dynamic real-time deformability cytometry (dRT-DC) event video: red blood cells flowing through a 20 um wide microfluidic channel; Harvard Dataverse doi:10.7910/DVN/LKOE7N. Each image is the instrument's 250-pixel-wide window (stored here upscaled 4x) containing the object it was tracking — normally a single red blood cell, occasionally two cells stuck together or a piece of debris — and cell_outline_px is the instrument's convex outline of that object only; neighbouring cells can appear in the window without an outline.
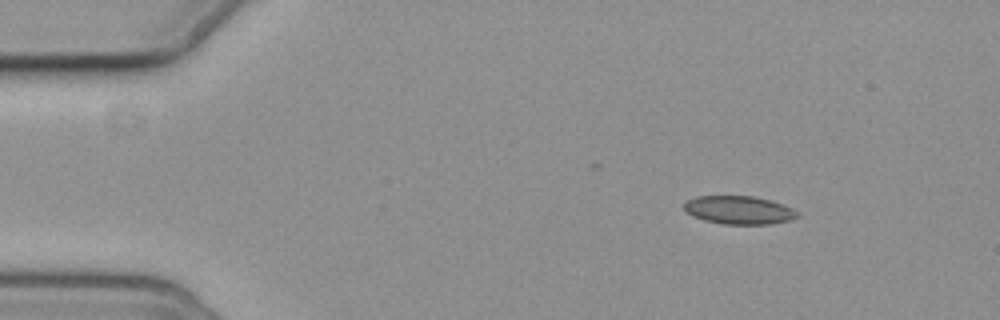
{"species": "common noctule bat (a hibernating species)", "species_latin": "Nyctalus noctula", "temperature_condition": "cold", "stored_images_in_passage": 5, "camera_frame_rate_fps": 3000, "um_per_image_px": 0.085, "animal": {"sex": "female", "body_mass_g": 19.3, "forearm_length_mm": 54.1}, "frame": {"image": 1, "passage_image": 1, "time_ms": 0.0, "image_size_px": [1000, 320], "cell_outline_px": [[800, 216], [788, 220], [768, 224], [724, 224], [704, 220], [692, 216], [684, 208], [684, 204], [688, 200], [696, 196], [752, 196], [768, 200], [792, 208], [800, 212]], "centroid_in_image_um": [62.81, 17.86], "position_along_channel_um": 22.2, "area_um2": 18.44}}
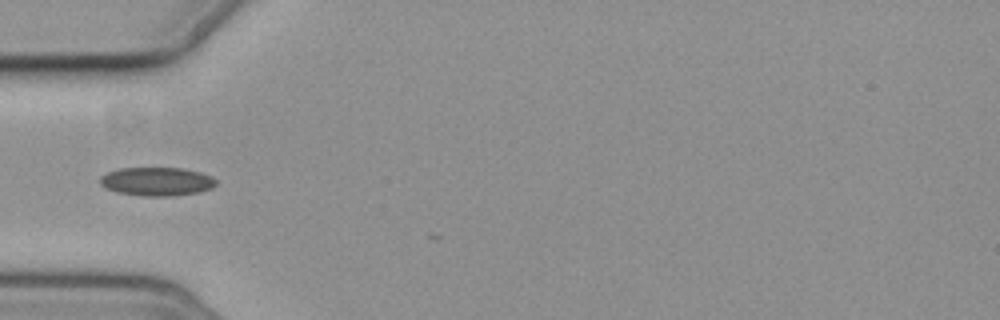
{"frame": {"image": 2, "passage_image": 4, "time_ms": 3.667, "image_size_px": [1000, 320], "cell_outline_px": [[216, 184], [212, 188], [200, 192], [172, 196], [144, 196], [116, 192], [100, 184], [100, 176], [108, 172], [120, 168], [184, 168], [200, 172], [212, 176], [216, 180]], "centroid_in_image_um": [13.35, 15.42], "position_along_channel_um": 71.6, "area_um2": 19.36}}